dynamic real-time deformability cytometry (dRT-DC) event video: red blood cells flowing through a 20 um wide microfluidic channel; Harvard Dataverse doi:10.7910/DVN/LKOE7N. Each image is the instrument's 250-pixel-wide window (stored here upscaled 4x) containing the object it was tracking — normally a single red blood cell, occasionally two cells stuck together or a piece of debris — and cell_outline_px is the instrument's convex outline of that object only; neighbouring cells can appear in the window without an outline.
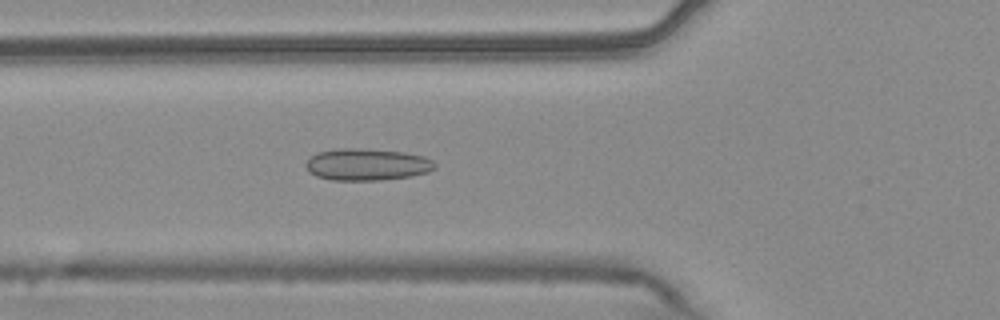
{"species": "common noctule bat (a hibernating species)", "species_latin": "Nyctalus noctula", "temperature_condition": "warm", "stored_images_in_passage": 37, "camera_frame_rate_fps": 3000, "um_per_image_px": 0.085, "animal": {"sex": "male", "body_mass_g": 20.4}, "frame": {"image": 1, "passage_image": 3, "time_ms": 0.667, "image_size_px": [1000, 320], "cell_outline_px": [[436, 168], [428, 172], [412, 176], [380, 180], [332, 180], [316, 176], [308, 172], [304, 164], [312, 156], [320, 152], [336, 148], [360, 148], [404, 152], [424, 156], [432, 160], [436, 164]], "centroid_in_image_um": [31.2, 13.98], "position_along_channel_um": 94.6, "area_um2": 24.1}}
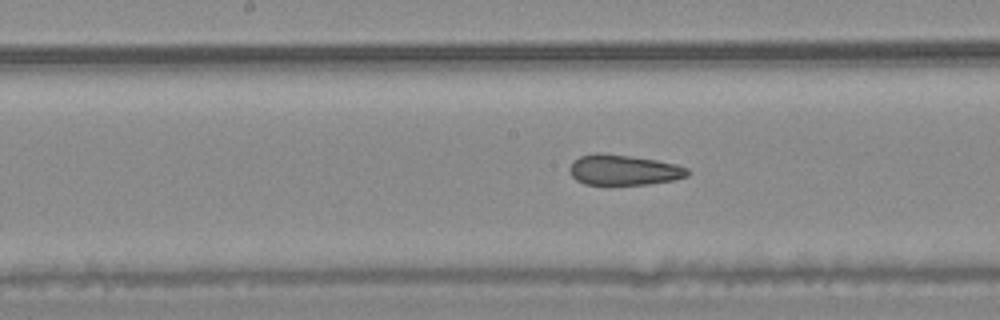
{"frame": {"image": 2, "passage_image": 11, "time_ms": 3.333, "image_size_px": [1000, 320], "cell_outline_px": [[692, 172], [688, 176], [672, 180], [648, 184], [584, 184], [576, 180], [568, 172], [568, 168], [580, 156], [596, 152], [632, 156], [656, 160], [676, 164], [688, 168]], "centroid_in_image_um": [53.02, 14.44], "position_along_channel_um": 195.2, "area_um2": 20.92}}
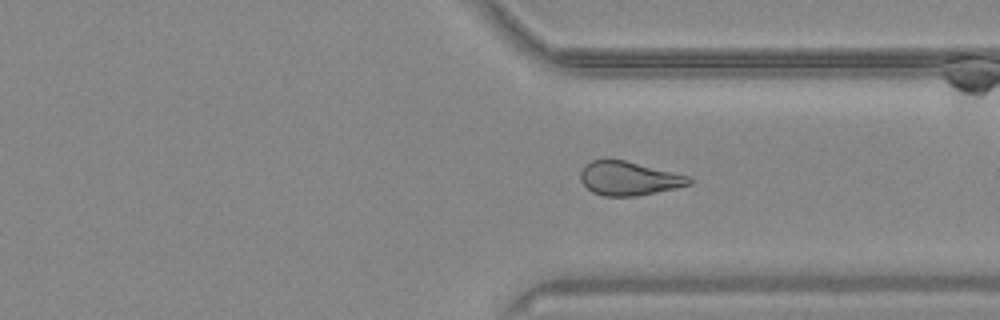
{"frame": {"image": 3, "passage_image": 24, "time_ms": 7.667, "image_size_px": [1000, 320], "cell_outline_px": [[692, 184], [676, 188], [636, 196], [604, 196], [592, 192], [580, 180], [580, 172], [584, 164], [592, 160], [624, 160], [692, 176]], "centroid_in_image_um": [53.47, 15.16], "position_along_channel_um": 357.9, "area_um2": 21.5}, "authors_computed_cell_mechanics": {"area_um2": 21.7906, "velocity_mm_per_s": 3.7593, "shape_relaxation_time_tau1_ms": null, "shape_relaxation_time_tau2_ms": 1.7535, "deformation_change_tau1": null, "deformation_change_tau2": 0.0848}}